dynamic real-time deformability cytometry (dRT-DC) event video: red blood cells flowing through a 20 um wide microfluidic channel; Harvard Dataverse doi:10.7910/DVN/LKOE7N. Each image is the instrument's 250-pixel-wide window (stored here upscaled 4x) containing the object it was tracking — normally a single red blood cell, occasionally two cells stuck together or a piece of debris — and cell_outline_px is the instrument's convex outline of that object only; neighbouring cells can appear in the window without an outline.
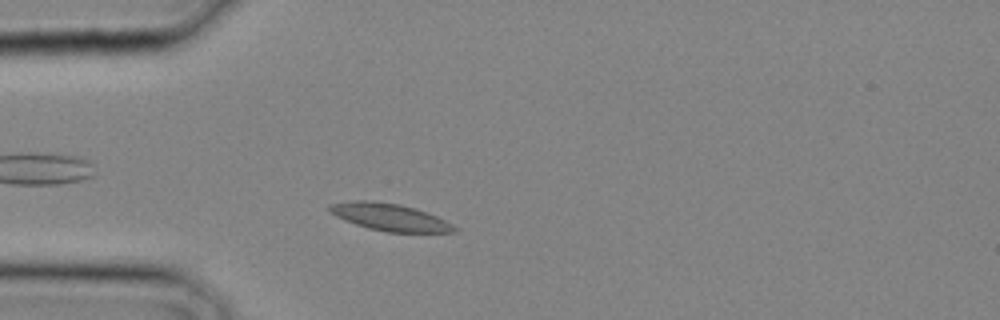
{"species": "common noctule bat (a hibernating species)", "species_latin": "Nyctalus noctula", "temperature_condition": "cold", "stored_images_in_passage": 23, "camera_frame_rate_fps": 3000, "um_per_image_px": 0.085, "animal": {"sex": "male", "body_mass_g": 20.4}, "frame": {"image": 1, "passage_image": 2, "time_ms": 0.333, "image_size_px": [1000, 320], "cell_outline_px": [[456, 232], [388, 232], [368, 228], [344, 220], [336, 216], [328, 208], [328, 204], [356, 200], [372, 200], [400, 204], [416, 208], [428, 212], [452, 224], [456, 228]], "centroid_in_image_um": [33.12, 18.44], "position_along_channel_um": 51.9, "area_um2": 19.71}}
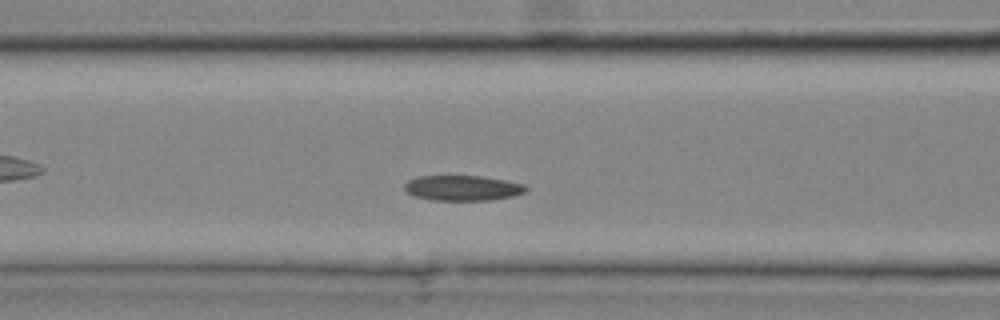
{"frame": {"image": 2, "passage_image": 6, "time_ms": 1.667, "image_size_px": [1000, 320], "cell_outline_px": [[528, 188], [524, 192], [516, 196], [488, 200], [428, 200], [416, 196], [408, 192], [404, 188], [404, 184], [408, 180], [416, 176], [484, 176], [528, 184]], "centroid_in_image_um": [39.37, 15.97], "position_along_channel_um": 127.2, "area_um2": 18.09}}
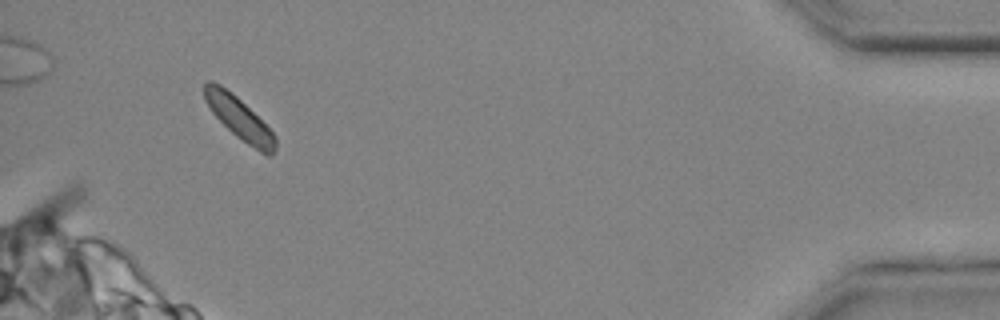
{"frame": {"image": 3, "passage_image": 22, "time_ms": 7.0, "image_size_px": [1000, 320], "cell_outline_px": [[276, 148], [268, 156], [264, 156], [236, 136], [212, 112], [204, 100], [204, 84], [208, 80], [212, 80], [220, 84], [232, 92], [276, 136]], "centroid_in_image_um": [20.31, 10.05], "position_along_channel_um": 414.9, "area_um2": 17.17}}